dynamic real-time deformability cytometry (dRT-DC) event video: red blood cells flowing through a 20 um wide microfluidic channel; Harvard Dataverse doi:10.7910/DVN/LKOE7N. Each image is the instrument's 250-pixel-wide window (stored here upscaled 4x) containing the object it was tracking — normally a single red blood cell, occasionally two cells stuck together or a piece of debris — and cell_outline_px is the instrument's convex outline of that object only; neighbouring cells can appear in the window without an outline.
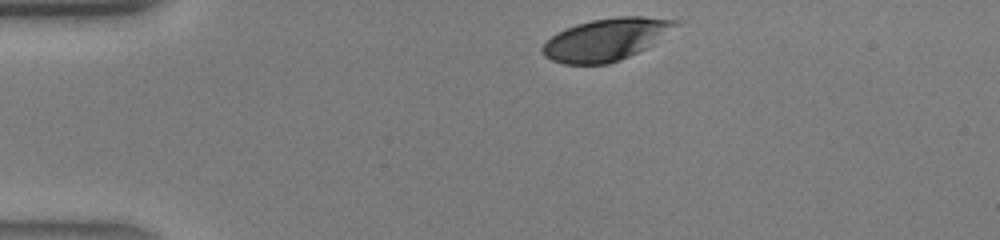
{"species": "human", "species_latin": "Homo sapiens", "temperature_condition": "warm", "stored_images_in_passage": 34, "camera_frame_rate_fps": 3000, "um_per_image_px": 0.085, "donor": {"sex": "male"}, "frame": {"image": 1, "passage_image": 1, "time_ms": 0.0, "image_size_px": [1000, 240], "cell_outline_px": [[680, 24], [648, 48], [620, 60], [608, 64], [564, 64], [552, 60], [544, 56], [540, 52], [540, 48], [556, 32], [576, 24], [592, 20], [616, 16], [644, 16], [680, 20]], "centroid_in_image_um": [51.53, 3.35], "position_along_channel_um": 33.5, "area_um2": 33.0}}
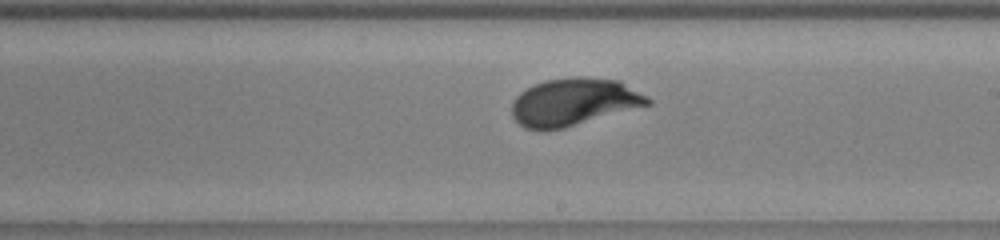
{"frame": {"image": 2, "passage_image": 17, "time_ms": 5.333, "image_size_px": [1000, 240], "cell_outline_px": [[652, 104], [564, 128], [524, 128], [512, 116], [512, 100], [520, 92], [544, 80], [576, 76], [580, 76], [620, 80], [648, 96], [652, 100]], "centroid_in_image_um": [48.82, 8.64], "position_along_channel_um": 240.2, "area_um2": 37.45}}
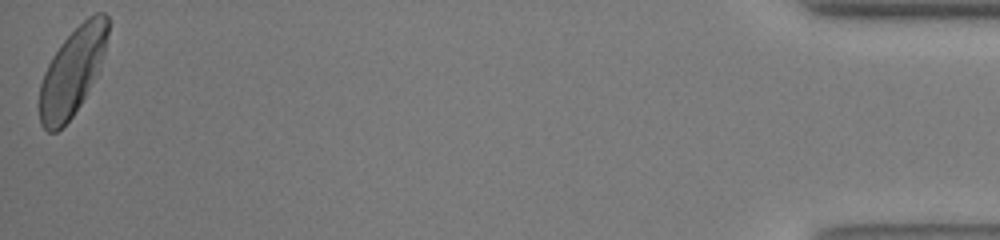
{"frame": {"image": 3, "passage_image": 34, "time_ms": 11.0, "image_size_px": [1000, 240], "cell_outline_px": [[108, 36], [100, 72], [80, 104], [72, 116], [56, 132], [48, 132], [40, 124], [40, 84], [44, 72], [52, 56], [60, 44], [88, 16], [96, 12], [104, 12], [108, 16]], "centroid_in_image_um": [6.18, 6.07], "position_along_channel_um": 429.0, "area_um2": 34.74}}